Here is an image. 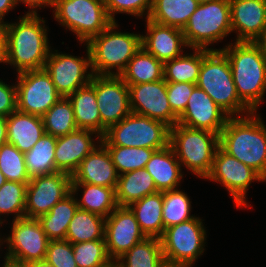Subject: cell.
Returning a JSON list of instances; mask_svg holds the SVG:
<instances>
[{
  "mask_svg": "<svg viewBox=\"0 0 266 267\" xmlns=\"http://www.w3.org/2000/svg\"><path fill=\"white\" fill-rule=\"evenodd\" d=\"M145 22L147 33L141 35V46L156 59L164 63L181 56L182 47H188L181 29L164 26L149 19Z\"/></svg>",
  "mask_w": 266,
  "mask_h": 267,
  "instance_id": "cell-22",
  "label": "cell"
},
{
  "mask_svg": "<svg viewBox=\"0 0 266 267\" xmlns=\"http://www.w3.org/2000/svg\"><path fill=\"white\" fill-rule=\"evenodd\" d=\"M30 267H55L48 263L46 260L32 261L29 262Z\"/></svg>",
  "mask_w": 266,
  "mask_h": 267,
  "instance_id": "cell-53",
  "label": "cell"
},
{
  "mask_svg": "<svg viewBox=\"0 0 266 267\" xmlns=\"http://www.w3.org/2000/svg\"><path fill=\"white\" fill-rule=\"evenodd\" d=\"M108 267H118V265L115 263V262H113L111 265H109Z\"/></svg>",
  "mask_w": 266,
  "mask_h": 267,
  "instance_id": "cell-56",
  "label": "cell"
},
{
  "mask_svg": "<svg viewBox=\"0 0 266 267\" xmlns=\"http://www.w3.org/2000/svg\"><path fill=\"white\" fill-rule=\"evenodd\" d=\"M105 218L78 208L71 219L65 240L71 244L104 238Z\"/></svg>",
  "mask_w": 266,
  "mask_h": 267,
  "instance_id": "cell-34",
  "label": "cell"
},
{
  "mask_svg": "<svg viewBox=\"0 0 266 267\" xmlns=\"http://www.w3.org/2000/svg\"><path fill=\"white\" fill-rule=\"evenodd\" d=\"M107 14L112 22H116L115 13H126L137 17L148 18L153 0H104Z\"/></svg>",
  "mask_w": 266,
  "mask_h": 267,
  "instance_id": "cell-43",
  "label": "cell"
},
{
  "mask_svg": "<svg viewBox=\"0 0 266 267\" xmlns=\"http://www.w3.org/2000/svg\"><path fill=\"white\" fill-rule=\"evenodd\" d=\"M16 6L15 0H0V21L4 22L5 14Z\"/></svg>",
  "mask_w": 266,
  "mask_h": 267,
  "instance_id": "cell-49",
  "label": "cell"
},
{
  "mask_svg": "<svg viewBox=\"0 0 266 267\" xmlns=\"http://www.w3.org/2000/svg\"><path fill=\"white\" fill-rule=\"evenodd\" d=\"M118 26L117 22H112L86 43L93 75L120 76L129 61L141 49V35L116 31Z\"/></svg>",
  "mask_w": 266,
  "mask_h": 267,
  "instance_id": "cell-4",
  "label": "cell"
},
{
  "mask_svg": "<svg viewBox=\"0 0 266 267\" xmlns=\"http://www.w3.org/2000/svg\"><path fill=\"white\" fill-rule=\"evenodd\" d=\"M54 18L71 30L80 43L104 31L111 23L104 0H55Z\"/></svg>",
  "mask_w": 266,
  "mask_h": 267,
  "instance_id": "cell-9",
  "label": "cell"
},
{
  "mask_svg": "<svg viewBox=\"0 0 266 267\" xmlns=\"http://www.w3.org/2000/svg\"><path fill=\"white\" fill-rule=\"evenodd\" d=\"M128 207L134 213L146 237L160 238L163 235L165 230L162 219L163 192L147 195Z\"/></svg>",
  "mask_w": 266,
  "mask_h": 267,
  "instance_id": "cell-26",
  "label": "cell"
},
{
  "mask_svg": "<svg viewBox=\"0 0 266 267\" xmlns=\"http://www.w3.org/2000/svg\"><path fill=\"white\" fill-rule=\"evenodd\" d=\"M92 136L97 137L98 143H101L102 137L89 129H77L57 137L54 157L56 170L72 176L82 160L97 147Z\"/></svg>",
  "mask_w": 266,
  "mask_h": 267,
  "instance_id": "cell-20",
  "label": "cell"
},
{
  "mask_svg": "<svg viewBox=\"0 0 266 267\" xmlns=\"http://www.w3.org/2000/svg\"><path fill=\"white\" fill-rule=\"evenodd\" d=\"M104 238L109 257L115 262L146 236L128 206H118L105 218Z\"/></svg>",
  "mask_w": 266,
  "mask_h": 267,
  "instance_id": "cell-18",
  "label": "cell"
},
{
  "mask_svg": "<svg viewBox=\"0 0 266 267\" xmlns=\"http://www.w3.org/2000/svg\"><path fill=\"white\" fill-rule=\"evenodd\" d=\"M7 143V121L6 117L0 116V146Z\"/></svg>",
  "mask_w": 266,
  "mask_h": 267,
  "instance_id": "cell-50",
  "label": "cell"
},
{
  "mask_svg": "<svg viewBox=\"0 0 266 267\" xmlns=\"http://www.w3.org/2000/svg\"><path fill=\"white\" fill-rule=\"evenodd\" d=\"M188 48H207L232 32L229 0H210L198 5L183 28Z\"/></svg>",
  "mask_w": 266,
  "mask_h": 267,
  "instance_id": "cell-7",
  "label": "cell"
},
{
  "mask_svg": "<svg viewBox=\"0 0 266 267\" xmlns=\"http://www.w3.org/2000/svg\"><path fill=\"white\" fill-rule=\"evenodd\" d=\"M236 41L254 42L266 26V0H229Z\"/></svg>",
  "mask_w": 266,
  "mask_h": 267,
  "instance_id": "cell-21",
  "label": "cell"
},
{
  "mask_svg": "<svg viewBox=\"0 0 266 267\" xmlns=\"http://www.w3.org/2000/svg\"><path fill=\"white\" fill-rule=\"evenodd\" d=\"M0 170L7 181L29 183L31 179L27 172L24 153L9 143L0 146Z\"/></svg>",
  "mask_w": 266,
  "mask_h": 267,
  "instance_id": "cell-42",
  "label": "cell"
},
{
  "mask_svg": "<svg viewBox=\"0 0 266 267\" xmlns=\"http://www.w3.org/2000/svg\"><path fill=\"white\" fill-rule=\"evenodd\" d=\"M256 112L229 117L219 135V146L256 171L266 182V125Z\"/></svg>",
  "mask_w": 266,
  "mask_h": 267,
  "instance_id": "cell-2",
  "label": "cell"
},
{
  "mask_svg": "<svg viewBox=\"0 0 266 267\" xmlns=\"http://www.w3.org/2000/svg\"><path fill=\"white\" fill-rule=\"evenodd\" d=\"M130 107L133 113L162 121L170 128L178 123V116L172 111L167 82L162 79L150 83L128 85Z\"/></svg>",
  "mask_w": 266,
  "mask_h": 267,
  "instance_id": "cell-17",
  "label": "cell"
},
{
  "mask_svg": "<svg viewBox=\"0 0 266 267\" xmlns=\"http://www.w3.org/2000/svg\"><path fill=\"white\" fill-rule=\"evenodd\" d=\"M28 183L6 181L0 187V215L14 214L17 220L25 217V202ZM0 216V226L3 220Z\"/></svg>",
  "mask_w": 266,
  "mask_h": 267,
  "instance_id": "cell-40",
  "label": "cell"
},
{
  "mask_svg": "<svg viewBox=\"0 0 266 267\" xmlns=\"http://www.w3.org/2000/svg\"><path fill=\"white\" fill-rule=\"evenodd\" d=\"M45 133L54 137L65 136L78 129L71 102L67 97L58 100L42 116Z\"/></svg>",
  "mask_w": 266,
  "mask_h": 267,
  "instance_id": "cell-37",
  "label": "cell"
},
{
  "mask_svg": "<svg viewBox=\"0 0 266 267\" xmlns=\"http://www.w3.org/2000/svg\"><path fill=\"white\" fill-rule=\"evenodd\" d=\"M83 189L82 198L77 201L78 208L107 218L118 204L116 202V188H108L89 183H71V192L78 194V189Z\"/></svg>",
  "mask_w": 266,
  "mask_h": 267,
  "instance_id": "cell-29",
  "label": "cell"
},
{
  "mask_svg": "<svg viewBox=\"0 0 266 267\" xmlns=\"http://www.w3.org/2000/svg\"><path fill=\"white\" fill-rule=\"evenodd\" d=\"M54 2L55 0H15L16 5H18V3H23L30 7L29 9H31V11L29 10L26 14H37L36 9L39 7L43 8V6L47 7V5L53 7Z\"/></svg>",
  "mask_w": 266,
  "mask_h": 267,
  "instance_id": "cell-47",
  "label": "cell"
},
{
  "mask_svg": "<svg viewBox=\"0 0 266 267\" xmlns=\"http://www.w3.org/2000/svg\"><path fill=\"white\" fill-rule=\"evenodd\" d=\"M45 260L55 267H78L72 244L67 240L49 241Z\"/></svg>",
  "mask_w": 266,
  "mask_h": 267,
  "instance_id": "cell-44",
  "label": "cell"
},
{
  "mask_svg": "<svg viewBox=\"0 0 266 267\" xmlns=\"http://www.w3.org/2000/svg\"><path fill=\"white\" fill-rule=\"evenodd\" d=\"M12 222L10 235L0 238V245H8L6 257L26 263L45 260L50 240L39 220L24 217Z\"/></svg>",
  "mask_w": 266,
  "mask_h": 267,
  "instance_id": "cell-14",
  "label": "cell"
},
{
  "mask_svg": "<svg viewBox=\"0 0 266 267\" xmlns=\"http://www.w3.org/2000/svg\"><path fill=\"white\" fill-rule=\"evenodd\" d=\"M72 248L78 267H108L113 263L105 239L74 243Z\"/></svg>",
  "mask_w": 266,
  "mask_h": 267,
  "instance_id": "cell-41",
  "label": "cell"
},
{
  "mask_svg": "<svg viewBox=\"0 0 266 267\" xmlns=\"http://www.w3.org/2000/svg\"><path fill=\"white\" fill-rule=\"evenodd\" d=\"M2 267H30L29 263L20 262L8 257H4V263Z\"/></svg>",
  "mask_w": 266,
  "mask_h": 267,
  "instance_id": "cell-51",
  "label": "cell"
},
{
  "mask_svg": "<svg viewBox=\"0 0 266 267\" xmlns=\"http://www.w3.org/2000/svg\"><path fill=\"white\" fill-rule=\"evenodd\" d=\"M6 26L5 22L0 21V63H6Z\"/></svg>",
  "mask_w": 266,
  "mask_h": 267,
  "instance_id": "cell-48",
  "label": "cell"
},
{
  "mask_svg": "<svg viewBox=\"0 0 266 267\" xmlns=\"http://www.w3.org/2000/svg\"><path fill=\"white\" fill-rule=\"evenodd\" d=\"M206 237L202 219L196 216L166 228L160 237L165 262L192 267L203 255Z\"/></svg>",
  "mask_w": 266,
  "mask_h": 267,
  "instance_id": "cell-10",
  "label": "cell"
},
{
  "mask_svg": "<svg viewBox=\"0 0 266 267\" xmlns=\"http://www.w3.org/2000/svg\"><path fill=\"white\" fill-rule=\"evenodd\" d=\"M115 192L118 206H129L133 202L159 191L148 171L138 169L119 175Z\"/></svg>",
  "mask_w": 266,
  "mask_h": 267,
  "instance_id": "cell-28",
  "label": "cell"
},
{
  "mask_svg": "<svg viewBox=\"0 0 266 267\" xmlns=\"http://www.w3.org/2000/svg\"><path fill=\"white\" fill-rule=\"evenodd\" d=\"M86 57L72 56L66 53L52 50L46 60L44 69L50 74L56 91L61 97H67L74 93L78 88L90 83L93 76L91 68L90 52L86 47Z\"/></svg>",
  "mask_w": 266,
  "mask_h": 267,
  "instance_id": "cell-15",
  "label": "cell"
},
{
  "mask_svg": "<svg viewBox=\"0 0 266 267\" xmlns=\"http://www.w3.org/2000/svg\"><path fill=\"white\" fill-rule=\"evenodd\" d=\"M217 50L229 60L239 98L257 112L266 93V57L255 42L235 41Z\"/></svg>",
  "mask_w": 266,
  "mask_h": 267,
  "instance_id": "cell-3",
  "label": "cell"
},
{
  "mask_svg": "<svg viewBox=\"0 0 266 267\" xmlns=\"http://www.w3.org/2000/svg\"><path fill=\"white\" fill-rule=\"evenodd\" d=\"M199 4L198 0H153L147 19L183 30Z\"/></svg>",
  "mask_w": 266,
  "mask_h": 267,
  "instance_id": "cell-27",
  "label": "cell"
},
{
  "mask_svg": "<svg viewBox=\"0 0 266 267\" xmlns=\"http://www.w3.org/2000/svg\"><path fill=\"white\" fill-rule=\"evenodd\" d=\"M6 26V63L17 73L43 69L51 48L45 20L39 14H24L19 22Z\"/></svg>",
  "mask_w": 266,
  "mask_h": 267,
  "instance_id": "cell-1",
  "label": "cell"
},
{
  "mask_svg": "<svg viewBox=\"0 0 266 267\" xmlns=\"http://www.w3.org/2000/svg\"><path fill=\"white\" fill-rule=\"evenodd\" d=\"M16 110V84L7 85L0 79V116L7 117Z\"/></svg>",
  "mask_w": 266,
  "mask_h": 267,
  "instance_id": "cell-46",
  "label": "cell"
},
{
  "mask_svg": "<svg viewBox=\"0 0 266 267\" xmlns=\"http://www.w3.org/2000/svg\"><path fill=\"white\" fill-rule=\"evenodd\" d=\"M169 144L181 167L183 165L186 170L205 179L211 171L219 147V135L208 130L176 124L170 128Z\"/></svg>",
  "mask_w": 266,
  "mask_h": 267,
  "instance_id": "cell-6",
  "label": "cell"
},
{
  "mask_svg": "<svg viewBox=\"0 0 266 267\" xmlns=\"http://www.w3.org/2000/svg\"><path fill=\"white\" fill-rule=\"evenodd\" d=\"M170 127L155 119L131 112L110 126L102 136L104 146L143 147L159 150L169 145Z\"/></svg>",
  "mask_w": 266,
  "mask_h": 267,
  "instance_id": "cell-8",
  "label": "cell"
},
{
  "mask_svg": "<svg viewBox=\"0 0 266 267\" xmlns=\"http://www.w3.org/2000/svg\"><path fill=\"white\" fill-rule=\"evenodd\" d=\"M196 84L167 82V96L172 111L179 117L187 107Z\"/></svg>",
  "mask_w": 266,
  "mask_h": 267,
  "instance_id": "cell-45",
  "label": "cell"
},
{
  "mask_svg": "<svg viewBox=\"0 0 266 267\" xmlns=\"http://www.w3.org/2000/svg\"><path fill=\"white\" fill-rule=\"evenodd\" d=\"M193 54H182L164 62V80L175 83L197 84L204 58V49H192Z\"/></svg>",
  "mask_w": 266,
  "mask_h": 267,
  "instance_id": "cell-36",
  "label": "cell"
},
{
  "mask_svg": "<svg viewBox=\"0 0 266 267\" xmlns=\"http://www.w3.org/2000/svg\"><path fill=\"white\" fill-rule=\"evenodd\" d=\"M207 180L219 182L223 185L239 208L247 207L246 193L250 184L265 180L252 168L243 164L235 157L218 147Z\"/></svg>",
  "mask_w": 266,
  "mask_h": 267,
  "instance_id": "cell-13",
  "label": "cell"
},
{
  "mask_svg": "<svg viewBox=\"0 0 266 267\" xmlns=\"http://www.w3.org/2000/svg\"><path fill=\"white\" fill-rule=\"evenodd\" d=\"M118 267H162L165 263L160 238L146 237L119 257Z\"/></svg>",
  "mask_w": 266,
  "mask_h": 267,
  "instance_id": "cell-33",
  "label": "cell"
},
{
  "mask_svg": "<svg viewBox=\"0 0 266 267\" xmlns=\"http://www.w3.org/2000/svg\"><path fill=\"white\" fill-rule=\"evenodd\" d=\"M119 174L107 148L100 143L80 163L71 176V183H89L116 188Z\"/></svg>",
  "mask_w": 266,
  "mask_h": 267,
  "instance_id": "cell-23",
  "label": "cell"
},
{
  "mask_svg": "<svg viewBox=\"0 0 266 267\" xmlns=\"http://www.w3.org/2000/svg\"><path fill=\"white\" fill-rule=\"evenodd\" d=\"M17 110L42 117L62 97L43 68L17 74Z\"/></svg>",
  "mask_w": 266,
  "mask_h": 267,
  "instance_id": "cell-11",
  "label": "cell"
},
{
  "mask_svg": "<svg viewBox=\"0 0 266 267\" xmlns=\"http://www.w3.org/2000/svg\"><path fill=\"white\" fill-rule=\"evenodd\" d=\"M78 209L76 198L70 192L38 220L50 241L65 240L71 219Z\"/></svg>",
  "mask_w": 266,
  "mask_h": 267,
  "instance_id": "cell-31",
  "label": "cell"
},
{
  "mask_svg": "<svg viewBox=\"0 0 266 267\" xmlns=\"http://www.w3.org/2000/svg\"><path fill=\"white\" fill-rule=\"evenodd\" d=\"M90 84L96 93L102 137L110 126L119 123L132 112L129 87L116 75H93Z\"/></svg>",
  "mask_w": 266,
  "mask_h": 267,
  "instance_id": "cell-12",
  "label": "cell"
},
{
  "mask_svg": "<svg viewBox=\"0 0 266 267\" xmlns=\"http://www.w3.org/2000/svg\"><path fill=\"white\" fill-rule=\"evenodd\" d=\"M56 142L57 137L45 133L28 152L24 153L30 178L57 172L54 159Z\"/></svg>",
  "mask_w": 266,
  "mask_h": 267,
  "instance_id": "cell-35",
  "label": "cell"
},
{
  "mask_svg": "<svg viewBox=\"0 0 266 267\" xmlns=\"http://www.w3.org/2000/svg\"><path fill=\"white\" fill-rule=\"evenodd\" d=\"M7 143L20 152H28L45 134L42 117L22 113L18 110L6 117Z\"/></svg>",
  "mask_w": 266,
  "mask_h": 267,
  "instance_id": "cell-24",
  "label": "cell"
},
{
  "mask_svg": "<svg viewBox=\"0 0 266 267\" xmlns=\"http://www.w3.org/2000/svg\"><path fill=\"white\" fill-rule=\"evenodd\" d=\"M230 117L253 112L238 96L229 60L222 50H205L196 84ZM247 112V113H246Z\"/></svg>",
  "mask_w": 266,
  "mask_h": 267,
  "instance_id": "cell-5",
  "label": "cell"
},
{
  "mask_svg": "<svg viewBox=\"0 0 266 267\" xmlns=\"http://www.w3.org/2000/svg\"><path fill=\"white\" fill-rule=\"evenodd\" d=\"M162 267H190L187 265H179V264H169V263H164V265Z\"/></svg>",
  "mask_w": 266,
  "mask_h": 267,
  "instance_id": "cell-54",
  "label": "cell"
},
{
  "mask_svg": "<svg viewBox=\"0 0 266 267\" xmlns=\"http://www.w3.org/2000/svg\"><path fill=\"white\" fill-rule=\"evenodd\" d=\"M229 115L224 112L202 89L194 87L178 123L193 129H204L220 135Z\"/></svg>",
  "mask_w": 266,
  "mask_h": 267,
  "instance_id": "cell-19",
  "label": "cell"
},
{
  "mask_svg": "<svg viewBox=\"0 0 266 267\" xmlns=\"http://www.w3.org/2000/svg\"><path fill=\"white\" fill-rule=\"evenodd\" d=\"M191 201L185 192L180 189L163 191L162 219L164 229L190 220Z\"/></svg>",
  "mask_w": 266,
  "mask_h": 267,
  "instance_id": "cell-39",
  "label": "cell"
},
{
  "mask_svg": "<svg viewBox=\"0 0 266 267\" xmlns=\"http://www.w3.org/2000/svg\"><path fill=\"white\" fill-rule=\"evenodd\" d=\"M144 169L153 177L159 192L177 189L184 175L170 144L155 150Z\"/></svg>",
  "mask_w": 266,
  "mask_h": 267,
  "instance_id": "cell-25",
  "label": "cell"
},
{
  "mask_svg": "<svg viewBox=\"0 0 266 267\" xmlns=\"http://www.w3.org/2000/svg\"><path fill=\"white\" fill-rule=\"evenodd\" d=\"M261 50V53L266 57V26L261 35L254 41Z\"/></svg>",
  "mask_w": 266,
  "mask_h": 267,
  "instance_id": "cell-52",
  "label": "cell"
},
{
  "mask_svg": "<svg viewBox=\"0 0 266 267\" xmlns=\"http://www.w3.org/2000/svg\"><path fill=\"white\" fill-rule=\"evenodd\" d=\"M71 192V175L54 172L35 176L27 184L25 217L38 219Z\"/></svg>",
  "mask_w": 266,
  "mask_h": 267,
  "instance_id": "cell-16",
  "label": "cell"
},
{
  "mask_svg": "<svg viewBox=\"0 0 266 267\" xmlns=\"http://www.w3.org/2000/svg\"><path fill=\"white\" fill-rule=\"evenodd\" d=\"M120 77L127 85L162 80L164 79V63L141 47L129 61Z\"/></svg>",
  "mask_w": 266,
  "mask_h": 267,
  "instance_id": "cell-32",
  "label": "cell"
},
{
  "mask_svg": "<svg viewBox=\"0 0 266 267\" xmlns=\"http://www.w3.org/2000/svg\"><path fill=\"white\" fill-rule=\"evenodd\" d=\"M7 181L6 177L3 175V173L0 170V187Z\"/></svg>",
  "mask_w": 266,
  "mask_h": 267,
  "instance_id": "cell-55",
  "label": "cell"
},
{
  "mask_svg": "<svg viewBox=\"0 0 266 267\" xmlns=\"http://www.w3.org/2000/svg\"><path fill=\"white\" fill-rule=\"evenodd\" d=\"M67 98L72 104L78 129H89L100 135V114L94 87L89 83Z\"/></svg>",
  "mask_w": 266,
  "mask_h": 267,
  "instance_id": "cell-30",
  "label": "cell"
},
{
  "mask_svg": "<svg viewBox=\"0 0 266 267\" xmlns=\"http://www.w3.org/2000/svg\"><path fill=\"white\" fill-rule=\"evenodd\" d=\"M119 175L144 169L155 149L143 147L105 146Z\"/></svg>",
  "mask_w": 266,
  "mask_h": 267,
  "instance_id": "cell-38",
  "label": "cell"
},
{
  "mask_svg": "<svg viewBox=\"0 0 266 267\" xmlns=\"http://www.w3.org/2000/svg\"><path fill=\"white\" fill-rule=\"evenodd\" d=\"M200 3L202 2H207V1H210V0H198Z\"/></svg>",
  "mask_w": 266,
  "mask_h": 267,
  "instance_id": "cell-57",
  "label": "cell"
}]
</instances>
